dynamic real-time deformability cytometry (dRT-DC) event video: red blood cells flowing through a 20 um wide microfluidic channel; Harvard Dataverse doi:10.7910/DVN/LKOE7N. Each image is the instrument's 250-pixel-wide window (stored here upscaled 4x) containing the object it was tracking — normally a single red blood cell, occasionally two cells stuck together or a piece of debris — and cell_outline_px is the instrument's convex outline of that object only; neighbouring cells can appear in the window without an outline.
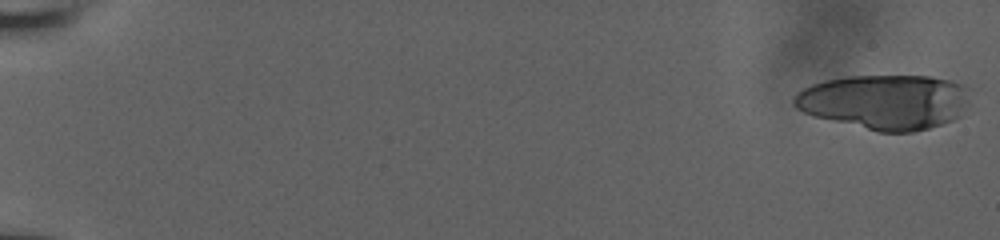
{"species": "human", "species_latin": "Homo sapiens", "temperature_condition": "room temperature", "stored_images_in_passage": 22, "camera_frame_rate_fps": 3000, "um_per_image_px": 0.085, "donor": {"sex": "male"}, "frame": {"image": 1, "passage_image": 1, "time_ms": 0.0, "image_size_px": [1000, 240], "cell_outline_px": [[968, 104], [960, 116], [952, 120], [928, 128], [912, 132], [876, 132], [816, 116], [804, 112], [796, 108], [792, 104], [792, 100], [804, 88], [812, 84], [824, 80], [844, 76], [928, 76], [952, 80], [964, 84], [968, 88]], "centroid_in_image_um": [75.24, 8.65], "position_along_channel_um": 9.8, "area_um2": 56.36}}
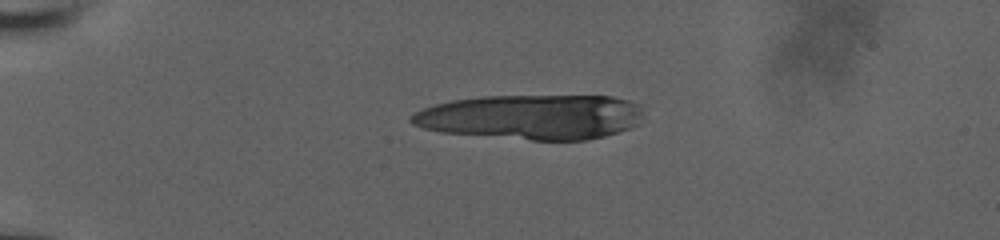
{"frame": {"image": 2, "passage_image": 15, "time_ms": 4.667, "image_size_px": [1000, 240], "cell_outline_px": [[640, 116], [636, 124], [632, 128], [604, 136], [588, 140], [532, 140], [440, 132], [424, 128], [412, 124], [408, 120], [408, 116], [424, 108], [436, 104], [452, 100], [480, 96], [612, 96], [628, 100], [640, 104]], "centroid_in_image_um": [45.15, 9.94], "position_along_channel_um": 39.8, "area_um2": 60.81}}